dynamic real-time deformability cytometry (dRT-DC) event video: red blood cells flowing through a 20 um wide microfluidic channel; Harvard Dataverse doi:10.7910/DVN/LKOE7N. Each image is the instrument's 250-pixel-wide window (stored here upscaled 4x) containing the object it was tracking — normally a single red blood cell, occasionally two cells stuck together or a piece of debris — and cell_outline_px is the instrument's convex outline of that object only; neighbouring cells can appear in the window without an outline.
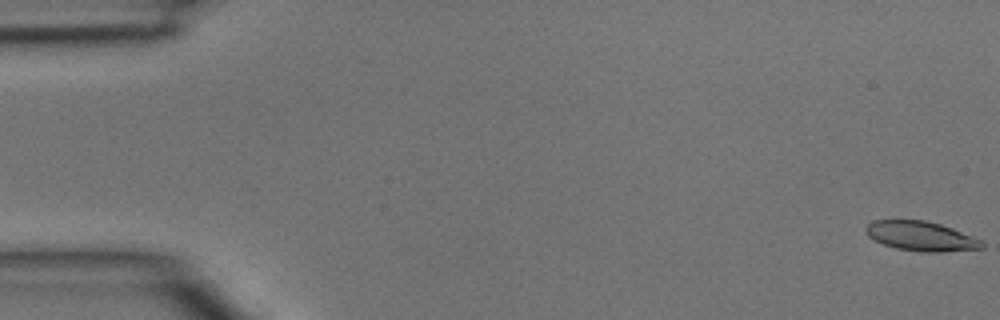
{"species": "common noctule bat (a hibernating species)", "species_latin": "Nyctalus noctula", "temperature_condition": "room temperature", "stored_images_in_passage": 46, "camera_frame_rate_fps": 3000, "um_per_image_px": 0.085, "animal": {"sex": "male", "body_mass_g": 15.6}, "frame": {"image": 1, "passage_image": 1, "time_ms": 0.0, "image_size_px": [1000, 320], "cell_outline_px": [[984, 248], [944, 252], [924, 252], [896, 248], [884, 244], [868, 236], [864, 232], [864, 228], [872, 220], [924, 220], [940, 224], [952, 228], [980, 240], [984, 244]], "centroid_in_image_um": [78.26, 20.07], "position_along_channel_um": 6.7, "area_um2": 19.88}}
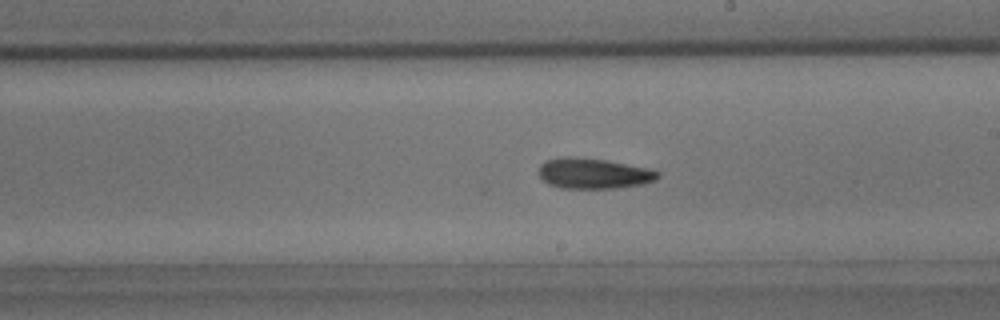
{"frame": {"image": 2, "passage_image": 26, "time_ms": 8.333, "image_size_px": [1000, 320], "cell_outline_px": [[660, 176], [656, 180], [644, 184], [616, 188], [560, 188], [548, 184], [540, 176], [540, 164], [548, 160], [604, 160], [648, 168], [660, 172]], "centroid_in_image_um": [50.56, 14.81], "position_along_channel_um": 238.4, "area_um2": 20.17}}
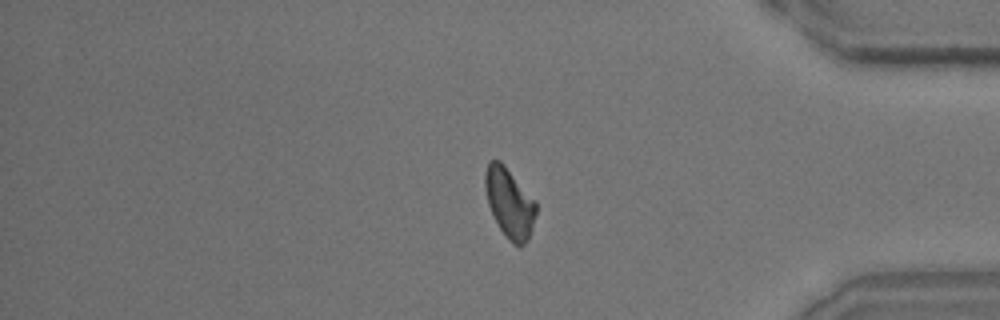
{"frame": {"image": 3, "passage_image": 38, "time_ms": 12.333, "image_size_px": [1000, 320], "cell_outline_px": [[536, 212], [532, 228], [528, 240], [524, 244], [512, 244], [508, 240], [500, 228], [488, 204], [484, 188], [484, 172], [488, 160], [500, 160], [504, 164], [536, 200]], "centroid_in_image_um": [43.29, 17.2], "position_along_channel_um": 391.9, "area_um2": 20.75}}